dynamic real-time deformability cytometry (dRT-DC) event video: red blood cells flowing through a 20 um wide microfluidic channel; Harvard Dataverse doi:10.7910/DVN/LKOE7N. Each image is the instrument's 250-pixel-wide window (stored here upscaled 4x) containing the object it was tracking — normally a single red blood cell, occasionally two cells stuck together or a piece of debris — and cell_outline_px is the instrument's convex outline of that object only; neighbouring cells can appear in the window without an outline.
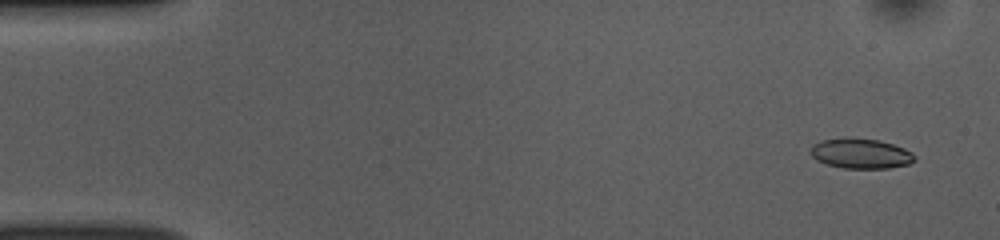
{"species": "common noctule bat (a hibernating species)", "species_latin": "Nyctalus noctula", "temperature_condition": "room temperature", "stored_images_in_passage": 52, "camera_frame_rate_fps": 3000, "um_per_image_px": 0.085, "animal": {"sex": "female", "body_mass_g": 10.0, "forearm_length_mm": 53.1}, "frame": {"image": 1, "passage_image": 3, "time_ms": 0.667, "image_size_px": [1000, 240], "cell_outline_px": [[912, 160], [904, 164], [880, 168], [852, 168], [832, 164], [820, 160], [812, 152], [820, 144], [828, 140], [872, 140], [888, 144], [900, 148], [908, 152], [912, 156]], "centroid_in_image_um": [73.22, 13.09], "position_along_channel_um": 11.8, "area_um2": 15.72}}
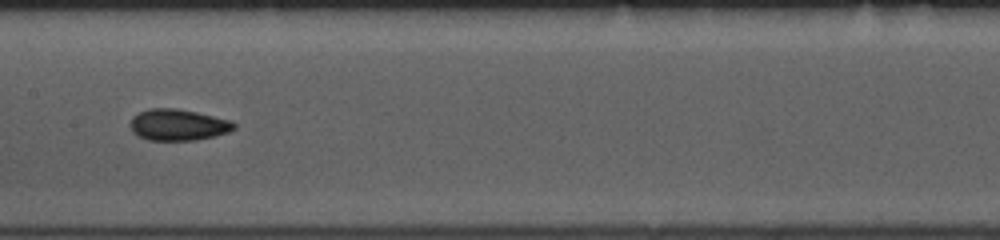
{"frame": {"image": 2, "passage_image": 26, "time_ms": 8.333, "image_size_px": [1000, 240], "cell_outline_px": [[232, 128], [224, 132], [208, 136], [180, 140], [156, 140], [144, 136], [136, 132], [132, 128], [132, 120], [136, 116], [144, 112], [192, 112], [208, 116], [232, 124]], "centroid_in_image_um": [15.09, 10.67], "position_along_channel_um": 192.3, "area_um2": 15.84}}
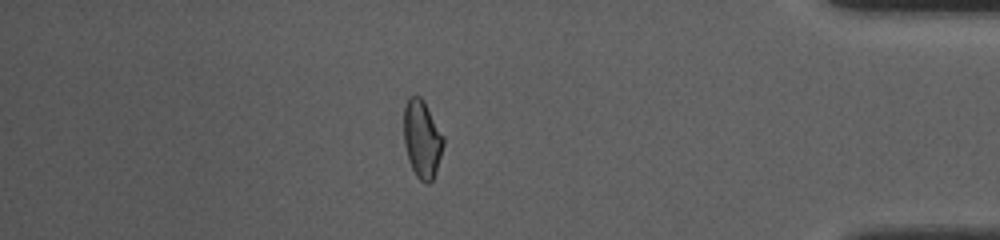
{"frame": {"image": 3, "passage_image": 45, "time_ms": 14.667, "image_size_px": [1000, 240], "cell_outline_px": [[440, 152], [432, 180], [428, 180], [420, 176], [416, 172], [412, 164], [408, 152], [404, 136], [404, 112], [408, 100], [420, 100], [424, 104], [440, 136]], "centroid_in_image_um": [35.82, 11.81], "position_along_channel_um": 399.4, "area_um2": 15.14}, "authors_computed_cell_mechanics": {"area_um2": 15.3748, "velocity_mm_per_s": 3.857, "shape_relaxation_time_tau1_ms": null, "shape_relaxation_time_tau2_ms": 6.5419, "deformation_change_tau1": null, "deformation_change_tau2": 0.1104}}